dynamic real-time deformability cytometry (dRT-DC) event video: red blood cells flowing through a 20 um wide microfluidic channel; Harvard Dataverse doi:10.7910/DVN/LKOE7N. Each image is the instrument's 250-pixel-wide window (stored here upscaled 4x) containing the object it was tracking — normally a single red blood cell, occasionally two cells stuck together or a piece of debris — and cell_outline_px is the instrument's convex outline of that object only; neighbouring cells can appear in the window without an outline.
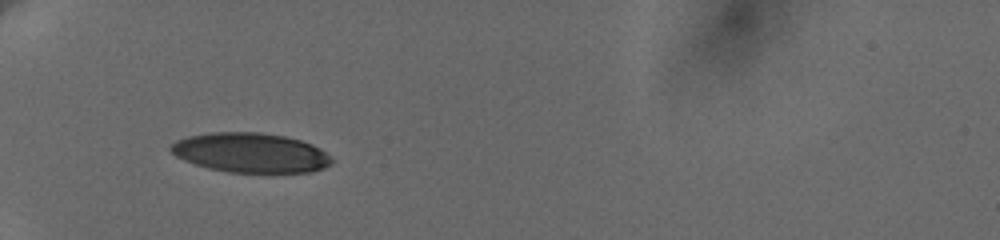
{"species": "human", "species_latin": "Homo sapiens", "temperature_condition": "cold", "stored_images_in_passage": 15, "camera_frame_rate_fps": 3000, "um_per_image_px": 0.085, "donor": {"sex": "female"}, "frame": {"image": 1, "passage_image": 1, "time_ms": 0.0, "image_size_px": [1000, 240], "cell_outline_px": [[332, 164], [324, 168], [312, 172], [228, 172], [208, 168], [184, 160], [176, 156], [168, 148], [176, 140], [188, 136], [208, 132], [260, 132], [284, 136], [300, 140], [312, 144], [320, 148], [332, 160]], "centroid_in_image_um": [21.28, 12.97], "position_along_channel_um": 63.7, "area_um2": 37.11}}
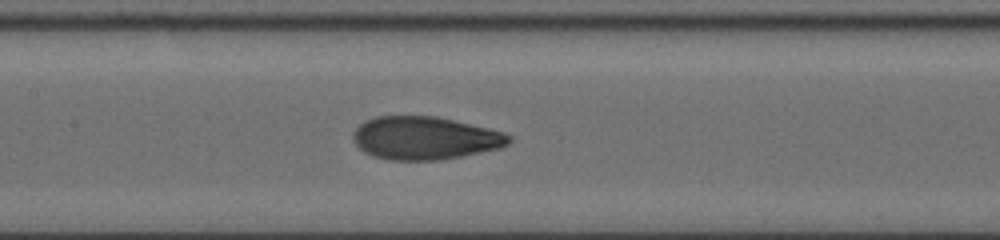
{"frame": {"image": 2, "passage_image": 12, "time_ms": 3.333, "image_size_px": [1000, 240], "cell_outline_px": [[512, 140], [508, 144], [500, 148], [440, 160], [388, 160], [372, 156], [364, 152], [352, 140], [352, 136], [356, 128], [364, 120], [376, 116], [436, 116], [488, 128], [504, 132], [512, 136]], "centroid_in_image_um": [36.09, 11.73], "position_along_channel_um": 171.3, "area_um2": 39.13}}
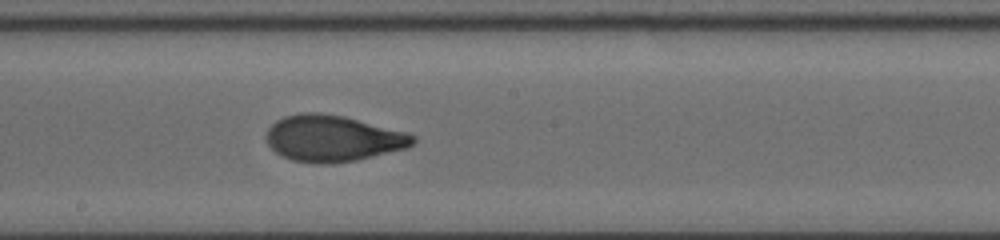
{"frame": {"image": 3, "passage_image": 15, "time_ms": 4.667, "image_size_px": [1000, 240], "cell_outline_px": [[416, 140], [408, 148], [356, 160], [332, 164], [312, 164], [292, 160], [276, 152], [268, 144], [264, 136], [268, 128], [276, 120], [284, 116], [300, 112], [320, 112], [344, 116], [408, 132], [416, 136]], "centroid_in_image_um": [28.28, 11.76], "position_along_channel_um": 219.9, "area_um2": 40.0}}